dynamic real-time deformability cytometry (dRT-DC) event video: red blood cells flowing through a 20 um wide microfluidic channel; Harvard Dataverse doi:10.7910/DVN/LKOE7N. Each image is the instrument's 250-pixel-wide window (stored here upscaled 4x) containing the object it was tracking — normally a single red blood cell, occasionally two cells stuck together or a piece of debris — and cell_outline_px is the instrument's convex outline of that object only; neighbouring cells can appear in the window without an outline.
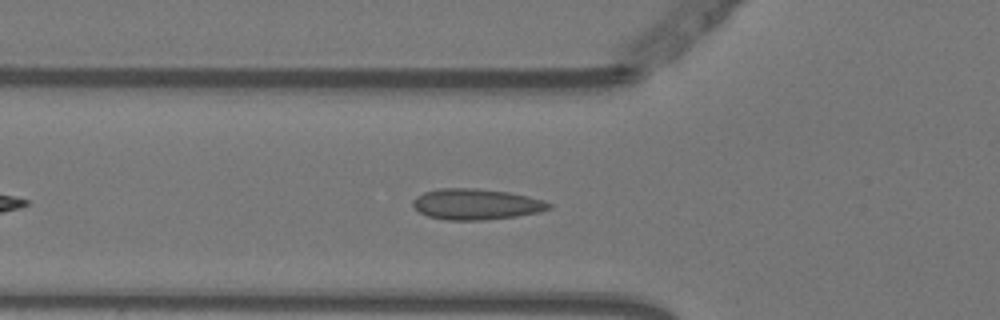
{"species": "Egyptian fruit bat (a non-hibernating species)", "species_latin": "Rousettus aegyptiacus", "temperature_condition": "warm", "stored_images_in_passage": 36, "camera_frame_rate_fps": 3000, "um_per_image_px": 0.085, "animal": {"sex": "female"}, "frame": {"image": 1, "passage_image": 8, "time_ms": 2.333, "image_size_px": [1000, 320], "cell_outline_px": [[552, 208], [540, 212], [516, 216], [484, 220], [448, 220], [428, 216], [420, 212], [412, 204], [412, 200], [416, 196], [424, 192], [440, 188], [476, 188], [508, 192], [528, 196], [544, 200], [552, 204]], "centroid_in_image_um": [40.49, 17.35], "position_along_channel_um": 85.3, "area_um2": 24.51}}
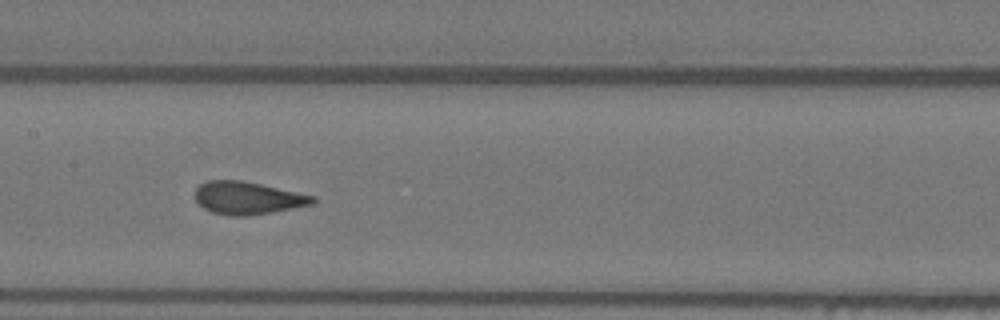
{"frame": {"image": 2, "passage_image": 16, "time_ms": 5.0, "image_size_px": [1000, 320], "cell_outline_px": [[316, 200], [312, 204], [272, 212], [248, 216], [232, 216], [212, 212], [204, 208], [196, 200], [196, 188], [200, 184], [208, 180], [244, 180], [316, 196]], "centroid_in_image_um": [21.06, 16.82], "position_along_channel_um": 186.3, "area_um2": 22.37}}
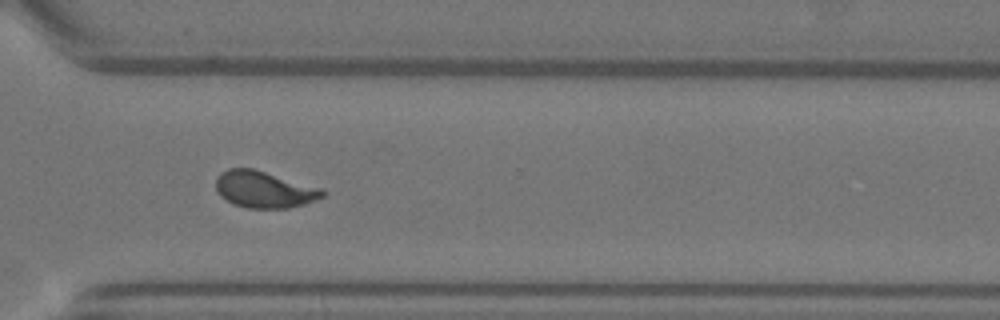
{"frame": {"image": 3, "passage_image": 29, "time_ms": 9.333, "image_size_px": [1000, 320], "cell_outline_px": [[328, 192], [324, 196], [304, 204], [288, 208], [248, 208], [232, 204], [220, 196], [216, 188], [216, 180], [220, 172], [228, 168], [252, 168], [324, 188]], "centroid_in_image_um": [22.47, 16.1], "position_along_channel_um": 348.1, "area_um2": 23.0}, "authors_computed_cell_mechanics": {"area_um2": 22.5709, "velocity_mm_per_s": 3.7453, "shape_relaxation_time_tau1_ms": 7.8903, "shape_relaxation_time_tau2_ms": null, "deformation_change_tau1": 0.2081, "deformation_change_tau2": null}}